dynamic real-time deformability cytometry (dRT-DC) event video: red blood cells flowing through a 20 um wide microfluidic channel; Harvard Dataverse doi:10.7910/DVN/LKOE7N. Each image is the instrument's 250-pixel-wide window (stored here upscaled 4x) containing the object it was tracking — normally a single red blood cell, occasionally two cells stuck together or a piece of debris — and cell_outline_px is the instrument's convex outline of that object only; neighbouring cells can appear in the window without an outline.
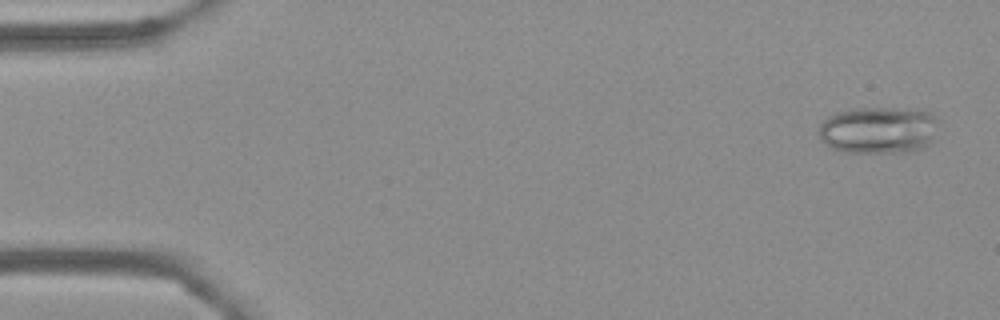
{"species": "Egyptian fruit bat (a non-hibernating species)", "species_latin": "Rousettus aegyptiacus", "temperature_condition": "cold", "stored_images_in_passage": 56, "camera_frame_rate_fps": 3000, "um_per_image_px": 0.085, "frame": {"image": 1, "passage_image": 3, "time_ms": 0.667, "image_size_px": [1000, 320], "cell_outline_px": [[940, 120], [928, 144], [924, 148], [912, 152], [840, 152], [832, 148], [816, 132], [820, 124], [828, 116], [836, 112], [852, 108], [884, 108], [932, 112]], "centroid_in_image_um": [74.66, 11.06], "position_along_channel_um": 10.3, "area_um2": 32.83}}
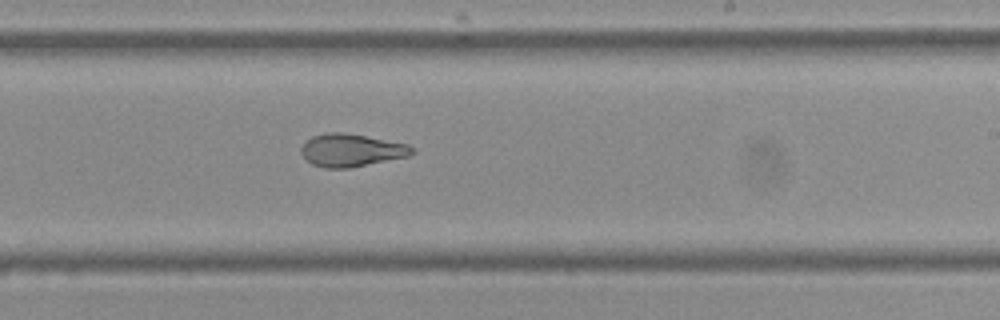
{"frame": {"image": 2, "passage_image": 34, "time_ms": 11.0, "image_size_px": [1000, 320], "cell_outline_px": [[416, 152], [408, 156], [348, 168], [324, 168], [312, 164], [304, 160], [300, 152], [300, 148], [312, 136], [328, 132], [344, 132], [408, 144], [416, 148]], "centroid_in_image_um": [29.85, 12.77], "position_along_channel_um": 259.2, "area_um2": 21.21}}
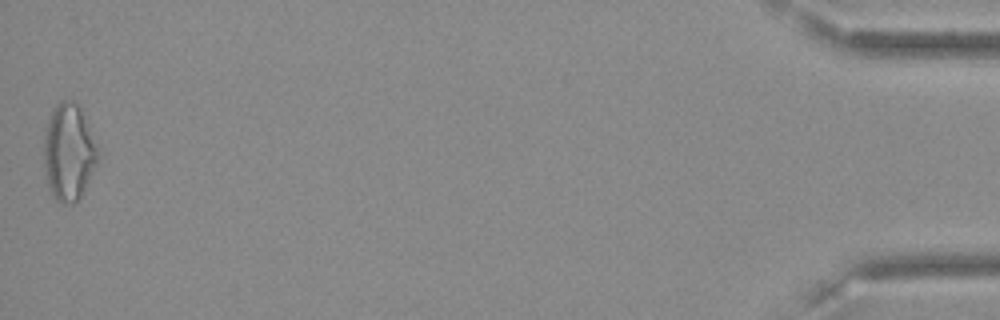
{"frame": {"image": 3, "passage_image": 56, "time_ms": 18.333, "image_size_px": [1000, 320], "cell_outline_px": [[96, 164], [80, 196], [72, 204], [64, 204], [56, 200], [48, 184], [44, 164], [44, 140], [48, 120], [52, 108], [60, 100], [72, 100], [80, 108], [96, 144]], "centroid_in_image_um": [5.81, 12.91], "position_along_channel_um": 429.4, "area_um2": 29.65}, "authors_computed_cell_mechanics": {"area_um2": 23.2067, "velocity_mm_per_s": 3.6171, "shape_relaxation_time_tau1_ms": 5.9301, "shape_relaxation_time_tau2_ms": 2.6104, "deformation_change_tau1": 0.1587, "deformation_change_tau2": 0.0937}}